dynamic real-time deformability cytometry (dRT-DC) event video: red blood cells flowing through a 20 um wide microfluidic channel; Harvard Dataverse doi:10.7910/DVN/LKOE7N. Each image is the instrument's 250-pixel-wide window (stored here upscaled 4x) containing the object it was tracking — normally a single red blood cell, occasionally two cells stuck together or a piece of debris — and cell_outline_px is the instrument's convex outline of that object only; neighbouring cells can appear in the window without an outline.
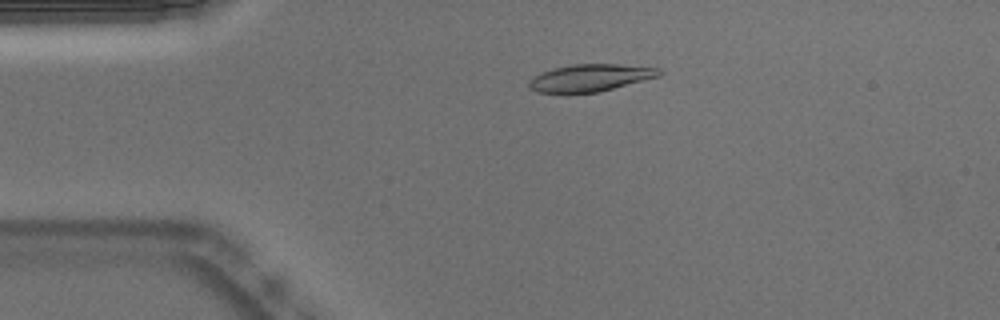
{"species": "Egyptian fruit bat (a non-hibernating species)", "species_latin": "Rousettus aegyptiacus", "temperature_condition": "warm", "stored_images_in_passage": 46, "camera_frame_rate_fps": 3000, "um_per_image_px": 0.085, "animal": {"sex": "male"}, "frame": {"image": 1, "passage_image": 5, "time_ms": 1.333, "image_size_px": [1000, 320], "cell_outline_px": [[664, 72], [660, 76], [600, 92], [568, 96], [536, 92], [528, 88], [528, 80], [540, 72], [552, 68], [572, 64], [620, 64], [660, 68]], "centroid_in_image_um": [50.1, 6.66], "position_along_channel_um": 34.9, "area_um2": 21.73}}
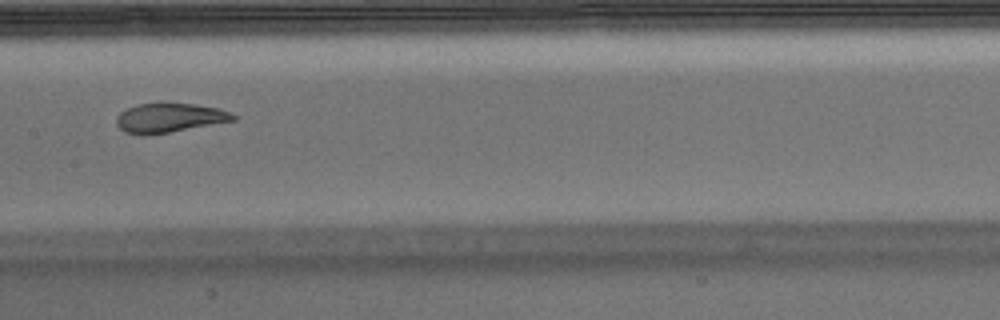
{"frame": {"image": 2, "passage_image": 20, "time_ms": 6.333, "image_size_px": [1000, 320], "cell_outline_px": [[236, 120], [168, 132], [144, 136], [140, 136], [124, 132], [116, 124], [116, 116], [120, 112], [136, 104], [160, 100], [192, 104], [216, 108], [232, 112], [236, 116]], "centroid_in_image_um": [14.33, 9.98], "position_along_channel_um": 193.1, "area_um2": 20.52}}
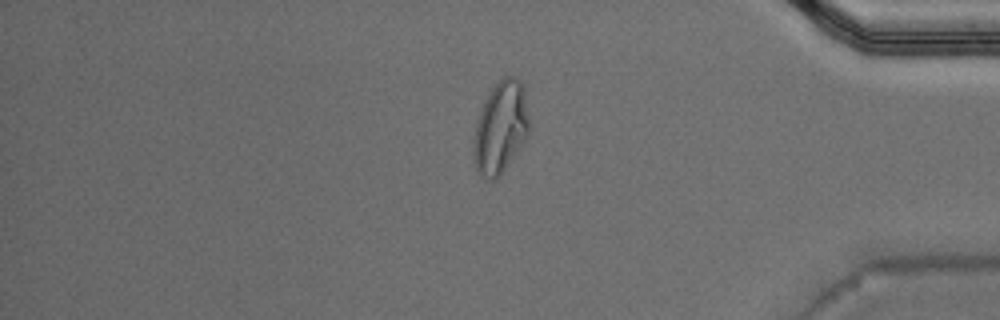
{"frame": {"image": 3, "passage_image": 38, "time_ms": 12.333, "image_size_px": [1000, 320], "cell_outline_px": [[532, 124], [528, 136], [520, 148], [500, 176], [496, 180], [492, 180], [480, 176], [476, 172], [472, 156], [472, 140], [476, 120], [492, 88], [504, 76], [516, 76], [524, 84]], "centroid_in_image_um": [42.58, 10.86], "position_along_channel_um": 392.6, "area_um2": 30.81}, "authors_computed_cell_mechanics": {"area_um2": 21.4149, "velocity_mm_per_s": 3.8083, "shape_relaxation_time_tau1_ms": 9.5876, "shape_relaxation_time_tau2_ms": 0.664, "deformation_change_tau1": 0.3161, "deformation_change_tau2": 0.0651}}